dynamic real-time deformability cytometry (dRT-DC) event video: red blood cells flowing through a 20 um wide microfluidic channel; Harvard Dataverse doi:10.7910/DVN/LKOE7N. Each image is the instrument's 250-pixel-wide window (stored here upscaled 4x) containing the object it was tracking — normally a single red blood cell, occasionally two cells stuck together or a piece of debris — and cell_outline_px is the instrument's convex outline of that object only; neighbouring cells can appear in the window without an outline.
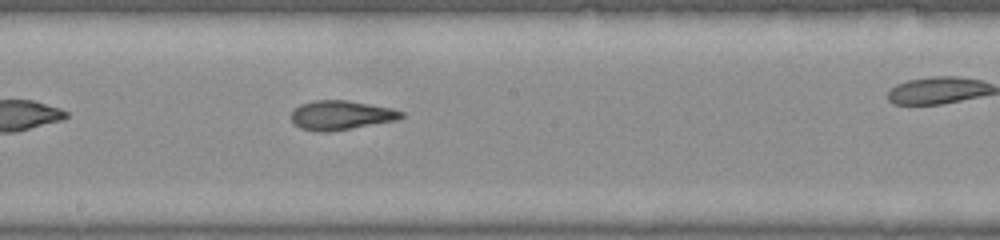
{"species": "common noctule bat (a hibernating species)", "species_latin": "Nyctalus noctula", "temperature_condition": "warm", "stored_images_in_passage": 21, "camera_frame_rate_fps": 3000, "um_per_image_px": 0.085, "animal": {"sex": "female", "body_mass_g": 22.0, "forearm_length_mm": 56.7}, "frame": {"image": 1, "passage_image": 10, "time_ms": 3.0, "image_size_px": [1000, 240], "cell_outline_px": [[404, 116], [396, 120], [332, 132], [316, 132], [300, 128], [288, 116], [300, 104], [312, 100], [348, 100], [392, 108], [404, 112]], "centroid_in_image_um": [28.96, 9.79], "position_along_channel_um": 219.2, "area_um2": 18.96}}
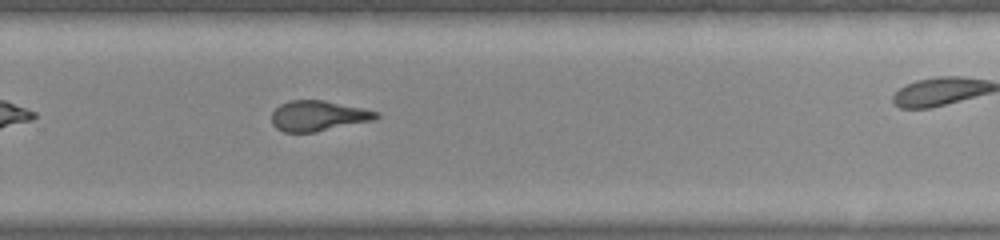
{"frame": {"image": 2, "passage_image": 15, "time_ms": 4.667, "image_size_px": [1000, 240], "cell_outline_px": [[380, 116], [376, 120], [316, 132], [284, 132], [276, 128], [272, 124], [272, 112], [280, 104], [292, 100], [324, 100], [364, 108], [380, 112]], "centroid_in_image_um": [27.09, 9.85], "position_along_channel_um": 302.7, "area_um2": 18.73}}